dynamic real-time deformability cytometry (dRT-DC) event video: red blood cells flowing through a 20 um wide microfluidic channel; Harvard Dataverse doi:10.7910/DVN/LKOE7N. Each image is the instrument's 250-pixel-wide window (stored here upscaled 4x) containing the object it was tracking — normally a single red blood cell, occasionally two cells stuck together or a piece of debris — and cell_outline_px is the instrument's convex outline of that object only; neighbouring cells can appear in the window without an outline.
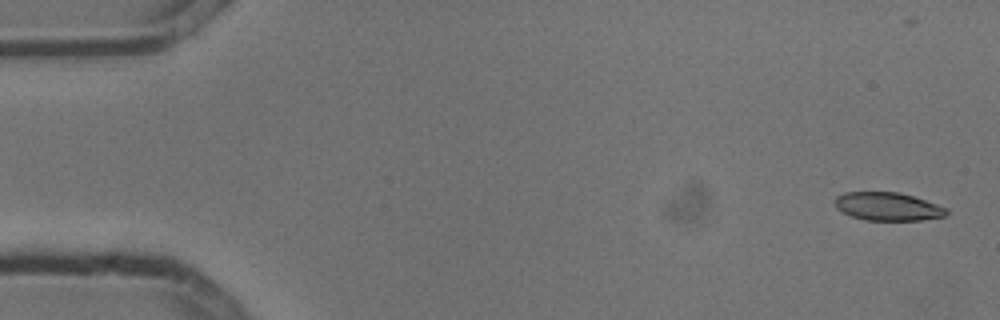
{"species": "common noctule bat (a hibernating species)", "species_latin": "Nyctalus noctula", "temperature_condition": "cold", "stored_images_in_passage": 5, "camera_frame_rate_fps": 3000, "um_per_image_px": 0.085, "animal": {"sex": "male", "body_mass_g": 13.3}, "frame": {"image": 1, "passage_image": 1, "time_ms": 0.0, "image_size_px": [1000, 320], "cell_outline_px": [[948, 212], [944, 216], [920, 220], [864, 220], [852, 216], [836, 208], [836, 196], [844, 192], [896, 192], [912, 196], [948, 208]], "centroid_in_image_um": [75.45, 17.55], "position_along_channel_um": 9.5, "area_um2": 18.09}}
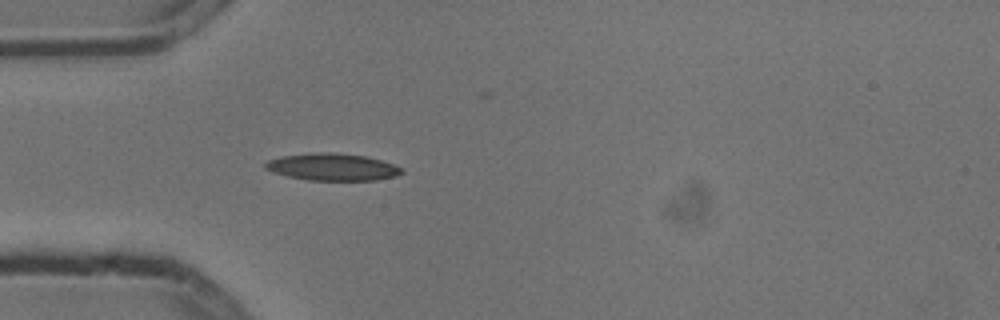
{"frame": {"image": 2, "passage_image": 5, "time_ms": 1.333, "image_size_px": [1000, 320], "cell_outline_px": [[404, 172], [396, 176], [376, 180], [308, 180], [288, 176], [272, 172], [264, 168], [264, 164], [268, 160], [284, 156], [320, 152], [336, 152], [364, 156], [380, 160], [392, 164], [400, 168]], "centroid_in_image_um": [28.24, 14.2], "position_along_channel_um": 56.8, "area_um2": 21.33}}